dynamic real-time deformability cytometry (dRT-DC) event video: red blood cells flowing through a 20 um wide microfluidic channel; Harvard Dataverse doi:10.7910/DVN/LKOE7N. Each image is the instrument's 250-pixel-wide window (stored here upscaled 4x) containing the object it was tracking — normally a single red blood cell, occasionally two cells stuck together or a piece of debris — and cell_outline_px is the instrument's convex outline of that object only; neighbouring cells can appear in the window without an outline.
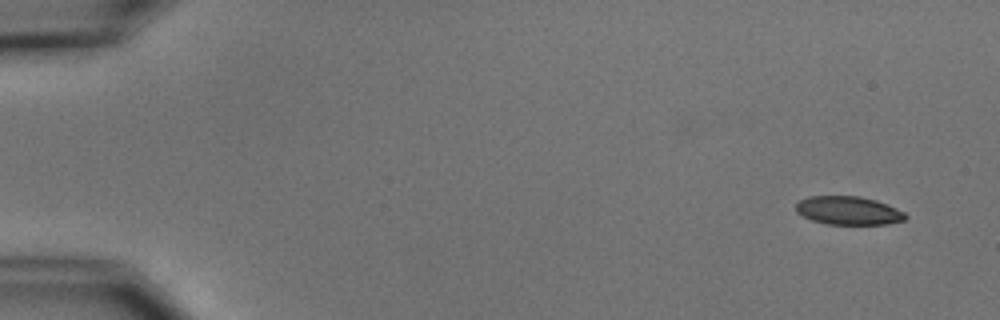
{"species": "common noctule bat (a hibernating species)", "species_latin": "Nyctalus noctula", "temperature_condition": "cold", "stored_images_in_passage": 7, "camera_frame_rate_fps": 3000, "um_per_image_px": 0.085, "animal": {"sex": "male", "body_mass_g": 15.6}, "frame": {"image": 1, "passage_image": 1, "time_ms": 0.0, "image_size_px": [1000, 320], "cell_outline_px": [[908, 216], [904, 220], [888, 224], [828, 224], [812, 220], [796, 212], [796, 204], [800, 200], [808, 196], [860, 196], [876, 200], [896, 208], [904, 212]], "centroid_in_image_um": [72.12, 17.89], "position_along_channel_um": 12.9, "area_um2": 18.09}}
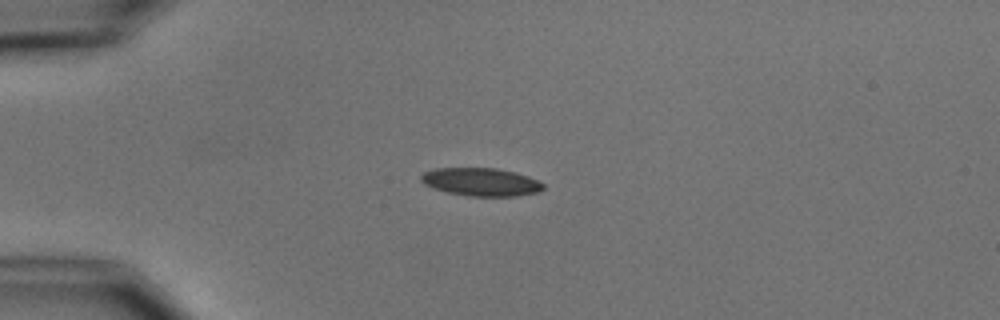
{"frame": {"image": 2, "passage_image": 4, "time_ms": 3.667, "image_size_px": [1000, 320], "cell_outline_px": [[544, 188], [540, 192], [516, 196], [468, 196], [448, 192], [432, 188], [424, 184], [420, 180], [420, 176], [424, 172], [432, 168], [496, 168], [516, 172], [528, 176], [544, 184]], "centroid_in_image_um": [40.87, 15.46], "position_along_channel_um": 44.1, "area_um2": 20.11}}
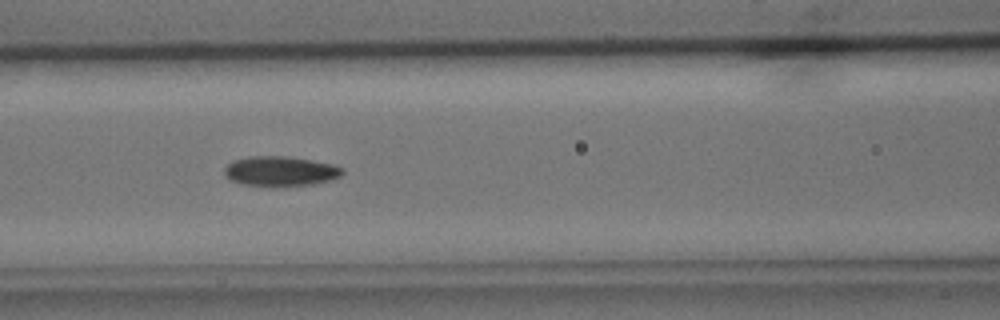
{"frame": {"image": 3, "passage_image": 7, "time_ms": 7.0, "image_size_px": [1000, 320], "cell_outline_px": [[344, 172], [340, 176], [328, 180], [312, 184], [240, 184], [224, 176], [224, 168], [228, 164], [236, 160], [252, 156], [284, 156], [312, 160], [332, 164], [344, 168]], "centroid_in_image_um": [23.84, 14.52], "position_along_channel_um": 142.8, "area_um2": 19.77}}